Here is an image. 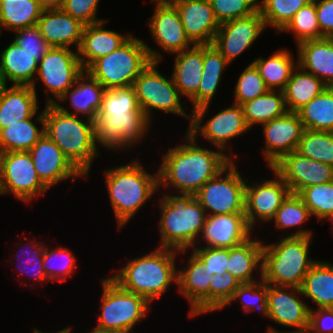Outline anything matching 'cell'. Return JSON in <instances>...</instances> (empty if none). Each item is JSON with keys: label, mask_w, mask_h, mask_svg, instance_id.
I'll list each match as a JSON object with an SVG mask.
<instances>
[{"label": "cell", "mask_w": 333, "mask_h": 333, "mask_svg": "<svg viewBox=\"0 0 333 333\" xmlns=\"http://www.w3.org/2000/svg\"><path fill=\"white\" fill-rule=\"evenodd\" d=\"M292 52L281 48L269 58L261 56L252 61L258 68L268 90L284 91L292 71L297 67Z\"/></svg>", "instance_id": "cell-37"}, {"label": "cell", "mask_w": 333, "mask_h": 333, "mask_svg": "<svg viewBox=\"0 0 333 333\" xmlns=\"http://www.w3.org/2000/svg\"><path fill=\"white\" fill-rule=\"evenodd\" d=\"M326 87L321 79L304 71L297 65L283 91L287 111L297 112Z\"/></svg>", "instance_id": "cell-36"}, {"label": "cell", "mask_w": 333, "mask_h": 333, "mask_svg": "<svg viewBox=\"0 0 333 333\" xmlns=\"http://www.w3.org/2000/svg\"><path fill=\"white\" fill-rule=\"evenodd\" d=\"M84 71L78 51L71 48L51 47L38 62L37 76L31 86L36 91V80L42 81L46 92V105L55 103ZM38 77V78H37ZM54 95V99L49 95Z\"/></svg>", "instance_id": "cell-14"}, {"label": "cell", "mask_w": 333, "mask_h": 333, "mask_svg": "<svg viewBox=\"0 0 333 333\" xmlns=\"http://www.w3.org/2000/svg\"><path fill=\"white\" fill-rule=\"evenodd\" d=\"M101 282V312L93 329L103 333L133 332L136 324L148 315L151 304L144 297L122 289L109 276Z\"/></svg>", "instance_id": "cell-8"}, {"label": "cell", "mask_w": 333, "mask_h": 333, "mask_svg": "<svg viewBox=\"0 0 333 333\" xmlns=\"http://www.w3.org/2000/svg\"><path fill=\"white\" fill-rule=\"evenodd\" d=\"M38 60L14 40L0 54V82L7 85L32 86L38 70Z\"/></svg>", "instance_id": "cell-30"}, {"label": "cell", "mask_w": 333, "mask_h": 333, "mask_svg": "<svg viewBox=\"0 0 333 333\" xmlns=\"http://www.w3.org/2000/svg\"><path fill=\"white\" fill-rule=\"evenodd\" d=\"M28 152L37 176L48 189L69 178L75 181L83 176L46 134Z\"/></svg>", "instance_id": "cell-21"}, {"label": "cell", "mask_w": 333, "mask_h": 333, "mask_svg": "<svg viewBox=\"0 0 333 333\" xmlns=\"http://www.w3.org/2000/svg\"><path fill=\"white\" fill-rule=\"evenodd\" d=\"M321 38H333V0H315Z\"/></svg>", "instance_id": "cell-57"}, {"label": "cell", "mask_w": 333, "mask_h": 333, "mask_svg": "<svg viewBox=\"0 0 333 333\" xmlns=\"http://www.w3.org/2000/svg\"><path fill=\"white\" fill-rule=\"evenodd\" d=\"M108 20L85 25L82 41L78 49V57L84 70H87L97 59L104 57L124 44L132 34L122 35L113 30L103 28Z\"/></svg>", "instance_id": "cell-27"}, {"label": "cell", "mask_w": 333, "mask_h": 333, "mask_svg": "<svg viewBox=\"0 0 333 333\" xmlns=\"http://www.w3.org/2000/svg\"><path fill=\"white\" fill-rule=\"evenodd\" d=\"M100 0H64L62 9L84 25L95 24L104 21L98 19L97 12Z\"/></svg>", "instance_id": "cell-54"}, {"label": "cell", "mask_w": 333, "mask_h": 333, "mask_svg": "<svg viewBox=\"0 0 333 333\" xmlns=\"http://www.w3.org/2000/svg\"><path fill=\"white\" fill-rule=\"evenodd\" d=\"M160 62H150L135 79L133 87L142 111L152 120V110L171 113L191 121V115L185 112L181 95L173 78L165 77L157 69Z\"/></svg>", "instance_id": "cell-10"}, {"label": "cell", "mask_w": 333, "mask_h": 333, "mask_svg": "<svg viewBox=\"0 0 333 333\" xmlns=\"http://www.w3.org/2000/svg\"><path fill=\"white\" fill-rule=\"evenodd\" d=\"M274 177L262 182L249 183L246 179L245 187V215L248 225L255 230V224L271 222L283 201L291 193L289 186L281 176L270 167ZM257 221V222H256Z\"/></svg>", "instance_id": "cell-15"}, {"label": "cell", "mask_w": 333, "mask_h": 333, "mask_svg": "<svg viewBox=\"0 0 333 333\" xmlns=\"http://www.w3.org/2000/svg\"><path fill=\"white\" fill-rule=\"evenodd\" d=\"M209 106L210 104H207L192 110L191 121L186 132L194 139H197L200 134L201 137L211 142V145L215 146L214 148L221 149L234 160L232 156L237 155L229 149V141L250 130L246 124L242 107L233 103L203 123ZM228 150L229 152H227Z\"/></svg>", "instance_id": "cell-9"}, {"label": "cell", "mask_w": 333, "mask_h": 333, "mask_svg": "<svg viewBox=\"0 0 333 333\" xmlns=\"http://www.w3.org/2000/svg\"><path fill=\"white\" fill-rule=\"evenodd\" d=\"M312 0H258L265 25L281 32L293 19L296 12Z\"/></svg>", "instance_id": "cell-42"}, {"label": "cell", "mask_w": 333, "mask_h": 333, "mask_svg": "<svg viewBox=\"0 0 333 333\" xmlns=\"http://www.w3.org/2000/svg\"><path fill=\"white\" fill-rule=\"evenodd\" d=\"M259 277V281L241 284L223 308L229 306L233 301L240 300L242 309L246 313L258 310L264 317L269 318L267 302L268 283L262 279V276Z\"/></svg>", "instance_id": "cell-45"}, {"label": "cell", "mask_w": 333, "mask_h": 333, "mask_svg": "<svg viewBox=\"0 0 333 333\" xmlns=\"http://www.w3.org/2000/svg\"><path fill=\"white\" fill-rule=\"evenodd\" d=\"M266 333H307V332H284L269 326Z\"/></svg>", "instance_id": "cell-61"}, {"label": "cell", "mask_w": 333, "mask_h": 333, "mask_svg": "<svg viewBox=\"0 0 333 333\" xmlns=\"http://www.w3.org/2000/svg\"><path fill=\"white\" fill-rule=\"evenodd\" d=\"M263 241L251 237L236 247L229 248V261L227 272L236 277L241 284L256 282L253 276L258 268L262 276Z\"/></svg>", "instance_id": "cell-33"}, {"label": "cell", "mask_w": 333, "mask_h": 333, "mask_svg": "<svg viewBox=\"0 0 333 333\" xmlns=\"http://www.w3.org/2000/svg\"><path fill=\"white\" fill-rule=\"evenodd\" d=\"M227 66L229 63L214 44L203 45V75L198 92L189 100L193 105L191 111L212 102Z\"/></svg>", "instance_id": "cell-32"}, {"label": "cell", "mask_w": 333, "mask_h": 333, "mask_svg": "<svg viewBox=\"0 0 333 333\" xmlns=\"http://www.w3.org/2000/svg\"><path fill=\"white\" fill-rule=\"evenodd\" d=\"M294 33L296 44L306 40L321 39L315 0L300 8L280 33Z\"/></svg>", "instance_id": "cell-46"}, {"label": "cell", "mask_w": 333, "mask_h": 333, "mask_svg": "<svg viewBox=\"0 0 333 333\" xmlns=\"http://www.w3.org/2000/svg\"><path fill=\"white\" fill-rule=\"evenodd\" d=\"M307 333H333V308H310Z\"/></svg>", "instance_id": "cell-56"}, {"label": "cell", "mask_w": 333, "mask_h": 333, "mask_svg": "<svg viewBox=\"0 0 333 333\" xmlns=\"http://www.w3.org/2000/svg\"><path fill=\"white\" fill-rule=\"evenodd\" d=\"M302 297L300 288L268 284L269 319L280 326L295 329L285 332H307L310 306Z\"/></svg>", "instance_id": "cell-16"}, {"label": "cell", "mask_w": 333, "mask_h": 333, "mask_svg": "<svg viewBox=\"0 0 333 333\" xmlns=\"http://www.w3.org/2000/svg\"><path fill=\"white\" fill-rule=\"evenodd\" d=\"M272 168L294 194L311 185L333 181L332 166L306 158L296 150L285 154Z\"/></svg>", "instance_id": "cell-18"}, {"label": "cell", "mask_w": 333, "mask_h": 333, "mask_svg": "<svg viewBox=\"0 0 333 333\" xmlns=\"http://www.w3.org/2000/svg\"><path fill=\"white\" fill-rule=\"evenodd\" d=\"M175 54L171 76L180 95L190 100L198 92L203 75V45H193Z\"/></svg>", "instance_id": "cell-31"}, {"label": "cell", "mask_w": 333, "mask_h": 333, "mask_svg": "<svg viewBox=\"0 0 333 333\" xmlns=\"http://www.w3.org/2000/svg\"><path fill=\"white\" fill-rule=\"evenodd\" d=\"M44 10L61 9L64 0H36Z\"/></svg>", "instance_id": "cell-58"}, {"label": "cell", "mask_w": 333, "mask_h": 333, "mask_svg": "<svg viewBox=\"0 0 333 333\" xmlns=\"http://www.w3.org/2000/svg\"><path fill=\"white\" fill-rule=\"evenodd\" d=\"M0 188L2 195L12 193L25 203L49 190L37 176L28 151L0 153Z\"/></svg>", "instance_id": "cell-13"}, {"label": "cell", "mask_w": 333, "mask_h": 333, "mask_svg": "<svg viewBox=\"0 0 333 333\" xmlns=\"http://www.w3.org/2000/svg\"><path fill=\"white\" fill-rule=\"evenodd\" d=\"M36 114L0 131V153L29 151L38 142L45 134V122L43 110L38 116ZM32 118L41 124V129L36 126Z\"/></svg>", "instance_id": "cell-34"}, {"label": "cell", "mask_w": 333, "mask_h": 333, "mask_svg": "<svg viewBox=\"0 0 333 333\" xmlns=\"http://www.w3.org/2000/svg\"><path fill=\"white\" fill-rule=\"evenodd\" d=\"M105 88L87 70H84L70 87L58 100L53 103L64 113L85 116L86 119L94 121L101 108ZM69 99L70 106L74 111L60 105ZM60 101V103H59Z\"/></svg>", "instance_id": "cell-25"}, {"label": "cell", "mask_w": 333, "mask_h": 333, "mask_svg": "<svg viewBox=\"0 0 333 333\" xmlns=\"http://www.w3.org/2000/svg\"><path fill=\"white\" fill-rule=\"evenodd\" d=\"M297 114L304 129L333 132V87H326Z\"/></svg>", "instance_id": "cell-40"}, {"label": "cell", "mask_w": 333, "mask_h": 333, "mask_svg": "<svg viewBox=\"0 0 333 333\" xmlns=\"http://www.w3.org/2000/svg\"><path fill=\"white\" fill-rule=\"evenodd\" d=\"M312 237H283L263 244L262 279L271 285L301 288L304 277L318 261L310 259Z\"/></svg>", "instance_id": "cell-6"}, {"label": "cell", "mask_w": 333, "mask_h": 333, "mask_svg": "<svg viewBox=\"0 0 333 333\" xmlns=\"http://www.w3.org/2000/svg\"><path fill=\"white\" fill-rule=\"evenodd\" d=\"M45 134L62 150L64 156L87 177L99 154L96 149L94 123L83 117L67 114L54 104L43 109Z\"/></svg>", "instance_id": "cell-4"}, {"label": "cell", "mask_w": 333, "mask_h": 333, "mask_svg": "<svg viewBox=\"0 0 333 333\" xmlns=\"http://www.w3.org/2000/svg\"><path fill=\"white\" fill-rule=\"evenodd\" d=\"M154 173H148L138 159L105 170L103 176L118 230L159 190L158 170Z\"/></svg>", "instance_id": "cell-3"}, {"label": "cell", "mask_w": 333, "mask_h": 333, "mask_svg": "<svg viewBox=\"0 0 333 333\" xmlns=\"http://www.w3.org/2000/svg\"><path fill=\"white\" fill-rule=\"evenodd\" d=\"M13 39L21 48L40 61L51 48L41 35L37 25L15 31Z\"/></svg>", "instance_id": "cell-53"}, {"label": "cell", "mask_w": 333, "mask_h": 333, "mask_svg": "<svg viewBox=\"0 0 333 333\" xmlns=\"http://www.w3.org/2000/svg\"><path fill=\"white\" fill-rule=\"evenodd\" d=\"M186 35L193 45L212 44L219 22L209 0H182L174 4Z\"/></svg>", "instance_id": "cell-24"}, {"label": "cell", "mask_w": 333, "mask_h": 333, "mask_svg": "<svg viewBox=\"0 0 333 333\" xmlns=\"http://www.w3.org/2000/svg\"><path fill=\"white\" fill-rule=\"evenodd\" d=\"M76 261V256L72 254L71 249L61 246L49 249V246H46L42 266L49 281L62 283L75 272Z\"/></svg>", "instance_id": "cell-44"}, {"label": "cell", "mask_w": 333, "mask_h": 333, "mask_svg": "<svg viewBox=\"0 0 333 333\" xmlns=\"http://www.w3.org/2000/svg\"><path fill=\"white\" fill-rule=\"evenodd\" d=\"M43 10L36 0H4L0 2V34L2 29L15 32L37 25Z\"/></svg>", "instance_id": "cell-39"}, {"label": "cell", "mask_w": 333, "mask_h": 333, "mask_svg": "<svg viewBox=\"0 0 333 333\" xmlns=\"http://www.w3.org/2000/svg\"><path fill=\"white\" fill-rule=\"evenodd\" d=\"M310 217L312 216L302 198L298 194L290 193L271 221L274 220L273 223L279 230L300 228L294 233L286 235V237H312L313 232L311 230L302 229L303 224Z\"/></svg>", "instance_id": "cell-41"}, {"label": "cell", "mask_w": 333, "mask_h": 333, "mask_svg": "<svg viewBox=\"0 0 333 333\" xmlns=\"http://www.w3.org/2000/svg\"><path fill=\"white\" fill-rule=\"evenodd\" d=\"M233 160L217 176L209 179L193 195L206 215L245 212L246 181Z\"/></svg>", "instance_id": "cell-11"}, {"label": "cell", "mask_w": 333, "mask_h": 333, "mask_svg": "<svg viewBox=\"0 0 333 333\" xmlns=\"http://www.w3.org/2000/svg\"><path fill=\"white\" fill-rule=\"evenodd\" d=\"M261 127L265 137L262 153L269 168L285 154L297 150L305 130L297 112L289 111L281 117L262 124Z\"/></svg>", "instance_id": "cell-19"}, {"label": "cell", "mask_w": 333, "mask_h": 333, "mask_svg": "<svg viewBox=\"0 0 333 333\" xmlns=\"http://www.w3.org/2000/svg\"><path fill=\"white\" fill-rule=\"evenodd\" d=\"M37 26L50 47L70 48L78 51L84 24L61 9L43 10Z\"/></svg>", "instance_id": "cell-26"}, {"label": "cell", "mask_w": 333, "mask_h": 333, "mask_svg": "<svg viewBox=\"0 0 333 333\" xmlns=\"http://www.w3.org/2000/svg\"><path fill=\"white\" fill-rule=\"evenodd\" d=\"M73 329L69 326L68 328L65 327L62 330L56 331V333H71ZM33 333H45L42 332L41 330H39L38 328H34V330L32 331ZM51 333V332H50ZM55 333V332H54Z\"/></svg>", "instance_id": "cell-59"}, {"label": "cell", "mask_w": 333, "mask_h": 333, "mask_svg": "<svg viewBox=\"0 0 333 333\" xmlns=\"http://www.w3.org/2000/svg\"><path fill=\"white\" fill-rule=\"evenodd\" d=\"M150 1H153V2H156L159 4H164V5H174L177 2L182 1V0H150Z\"/></svg>", "instance_id": "cell-60"}, {"label": "cell", "mask_w": 333, "mask_h": 333, "mask_svg": "<svg viewBox=\"0 0 333 333\" xmlns=\"http://www.w3.org/2000/svg\"><path fill=\"white\" fill-rule=\"evenodd\" d=\"M185 143L169 148L162 154L158 169L159 188L172 187L178 196H193L205 182L217 176L233 159L217 148L198 146L188 132Z\"/></svg>", "instance_id": "cell-1"}, {"label": "cell", "mask_w": 333, "mask_h": 333, "mask_svg": "<svg viewBox=\"0 0 333 333\" xmlns=\"http://www.w3.org/2000/svg\"><path fill=\"white\" fill-rule=\"evenodd\" d=\"M38 95L31 86H0V131L38 113Z\"/></svg>", "instance_id": "cell-29"}, {"label": "cell", "mask_w": 333, "mask_h": 333, "mask_svg": "<svg viewBox=\"0 0 333 333\" xmlns=\"http://www.w3.org/2000/svg\"><path fill=\"white\" fill-rule=\"evenodd\" d=\"M179 251L158 247L149 254L136 257L119 268L110 278L122 289L144 297L150 304L177 286L175 258Z\"/></svg>", "instance_id": "cell-2"}, {"label": "cell", "mask_w": 333, "mask_h": 333, "mask_svg": "<svg viewBox=\"0 0 333 333\" xmlns=\"http://www.w3.org/2000/svg\"><path fill=\"white\" fill-rule=\"evenodd\" d=\"M162 54L141 39L131 37L112 53L97 59L87 71L105 89L133 85L150 62H161Z\"/></svg>", "instance_id": "cell-7"}, {"label": "cell", "mask_w": 333, "mask_h": 333, "mask_svg": "<svg viewBox=\"0 0 333 333\" xmlns=\"http://www.w3.org/2000/svg\"><path fill=\"white\" fill-rule=\"evenodd\" d=\"M333 222V213H330L327 217L324 218V220Z\"/></svg>", "instance_id": "cell-62"}, {"label": "cell", "mask_w": 333, "mask_h": 333, "mask_svg": "<svg viewBox=\"0 0 333 333\" xmlns=\"http://www.w3.org/2000/svg\"><path fill=\"white\" fill-rule=\"evenodd\" d=\"M247 126L270 122L287 112L283 91L267 90L263 95L241 104Z\"/></svg>", "instance_id": "cell-38"}, {"label": "cell", "mask_w": 333, "mask_h": 333, "mask_svg": "<svg viewBox=\"0 0 333 333\" xmlns=\"http://www.w3.org/2000/svg\"><path fill=\"white\" fill-rule=\"evenodd\" d=\"M240 285V281L230 272L213 274L209 285V312L222 309Z\"/></svg>", "instance_id": "cell-51"}, {"label": "cell", "mask_w": 333, "mask_h": 333, "mask_svg": "<svg viewBox=\"0 0 333 333\" xmlns=\"http://www.w3.org/2000/svg\"><path fill=\"white\" fill-rule=\"evenodd\" d=\"M186 263V267L178 269V292L186 297L191 306L189 317L206 314L209 312V285L212 274L194 252Z\"/></svg>", "instance_id": "cell-23"}, {"label": "cell", "mask_w": 333, "mask_h": 333, "mask_svg": "<svg viewBox=\"0 0 333 333\" xmlns=\"http://www.w3.org/2000/svg\"><path fill=\"white\" fill-rule=\"evenodd\" d=\"M27 244V245H26ZM24 243V245H20V249L21 251L19 252V255L17 254L16 256H19L18 258L20 259L21 256V260L17 261L19 262L18 264H21L18 266V270L21 273H25L28 274L27 276L29 278H32L35 282L33 283L32 286H34L35 284H37V281L40 282L41 284H43L45 281L49 282V280L47 279V276L44 272V267L42 266L43 264V256L45 253V249H46V245L44 244V241L38 242L36 240H29L27 241V243ZM26 245V246H25ZM24 246V247H23ZM25 249V251H24ZM18 253V252H17ZM24 255V256H22ZM17 260V259H16ZM25 260V261H22ZM26 264L29 266L26 267ZM25 274H21V276H24Z\"/></svg>", "instance_id": "cell-48"}, {"label": "cell", "mask_w": 333, "mask_h": 333, "mask_svg": "<svg viewBox=\"0 0 333 333\" xmlns=\"http://www.w3.org/2000/svg\"><path fill=\"white\" fill-rule=\"evenodd\" d=\"M298 195L308 207L311 216L320 221L333 213V181L311 185L302 189Z\"/></svg>", "instance_id": "cell-47"}, {"label": "cell", "mask_w": 333, "mask_h": 333, "mask_svg": "<svg viewBox=\"0 0 333 333\" xmlns=\"http://www.w3.org/2000/svg\"><path fill=\"white\" fill-rule=\"evenodd\" d=\"M154 12L147 24L150 35L155 40L157 47L164 53L175 54L192 48L193 44L188 39L178 10L174 5H164L151 1Z\"/></svg>", "instance_id": "cell-22"}, {"label": "cell", "mask_w": 333, "mask_h": 333, "mask_svg": "<svg viewBox=\"0 0 333 333\" xmlns=\"http://www.w3.org/2000/svg\"><path fill=\"white\" fill-rule=\"evenodd\" d=\"M93 123L96 149L99 144L114 152L140 143L152 125L144 111L97 114Z\"/></svg>", "instance_id": "cell-12"}, {"label": "cell", "mask_w": 333, "mask_h": 333, "mask_svg": "<svg viewBox=\"0 0 333 333\" xmlns=\"http://www.w3.org/2000/svg\"><path fill=\"white\" fill-rule=\"evenodd\" d=\"M296 151L333 167V132L305 129Z\"/></svg>", "instance_id": "cell-43"}, {"label": "cell", "mask_w": 333, "mask_h": 333, "mask_svg": "<svg viewBox=\"0 0 333 333\" xmlns=\"http://www.w3.org/2000/svg\"><path fill=\"white\" fill-rule=\"evenodd\" d=\"M219 24L253 15L258 11V0H209Z\"/></svg>", "instance_id": "cell-52"}, {"label": "cell", "mask_w": 333, "mask_h": 333, "mask_svg": "<svg viewBox=\"0 0 333 333\" xmlns=\"http://www.w3.org/2000/svg\"><path fill=\"white\" fill-rule=\"evenodd\" d=\"M296 46L298 66L333 87V38L306 40Z\"/></svg>", "instance_id": "cell-28"}, {"label": "cell", "mask_w": 333, "mask_h": 333, "mask_svg": "<svg viewBox=\"0 0 333 333\" xmlns=\"http://www.w3.org/2000/svg\"><path fill=\"white\" fill-rule=\"evenodd\" d=\"M89 333H103V332L92 329V331H90Z\"/></svg>", "instance_id": "cell-63"}, {"label": "cell", "mask_w": 333, "mask_h": 333, "mask_svg": "<svg viewBox=\"0 0 333 333\" xmlns=\"http://www.w3.org/2000/svg\"><path fill=\"white\" fill-rule=\"evenodd\" d=\"M254 230L248 225L245 213L206 215L204 226L198 243L201 240L206 246L213 248H232L246 242L252 237Z\"/></svg>", "instance_id": "cell-20"}, {"label": "cell", "mask_w": 333, "mask_h": 333, "mask_svg": "<svg viewBox=\"0 0 333 333\" xmlns=\"http://www.w3.org/2000/svg\"><path fill=\"white\" fill-rule=\"evenodd\" d=\"M301 292L318 308H333V264L317 261L304 277Z\"/></svg>", "instance_id": "cell-35"}, {"label": "cell", "mask_w": 333, "mask_h": 333, "mask_svg": "<svg viewBox=\"0 0 333 333\" xmlns=\"http://www.w3.org/2000/svg\"><path fill=\"white\" fill-rule=\"evenodd\" d=\"M266 28L258 10L251 16L221 23L212 44L231 64V61L254 44Z\"/></svg>", "instance_id": "cell-17"}, {"label": "cell", "mask_w": 333, "mask_h": 333, "mask_svg": "<svg viewBox=\"0 0 333 333\" xmlns=\"http://www.w3.org/2000/svg\"><path fill=\"white\" fill-rule=\"evenodd\" d=\"M234 88L235 101L233 103L239 105L263 95L268 90L253 62L239 75Z\"/></svg>", "instance_id": "cell-50"}, {"label": "cell", "mask_w": 333, "mask_h": 333, "mask_svg": "<svg viewBox=\"0 0 333 333\" xmlns=\"http://www.w3.org/2000/svg\"><path fill=\"white\" fill-rule=\"evenodd\" d=\"M192 251L205 263L212 275H223L227 272L229 248L194 246Z\"/></svg>", "instance_id": "cell-55"}, {"label": "cell", "mask_w": 333, "mask_h": 333, "mask_svg": "<svg viewBox=\"0 0 333 333\" xmlns=\"http://www.w3.org/2000/svg\"><path fill=\"white\" fill-rule=\"evenodd\" d=\"M133 85L105 89L98 114L141 112Z\"/></svg>", "instance_id": "cell-49"}, {"label": "cell", "mask_w": 333, "mask_h": 333, "mask_svg": "<svg viewBox=\"0 0 333 333\" xmlns=\"http://www.w3.org/2000/svg\"><path fill=\"white\" fill-rule=\"evenodd\" d=\"M159 247L186 254L196 245L201 235L206 213L198 200L191 195L178 196L166 193L160 201Z\"/></svg>", "instance_id": "cell-5"}]
</instances>
